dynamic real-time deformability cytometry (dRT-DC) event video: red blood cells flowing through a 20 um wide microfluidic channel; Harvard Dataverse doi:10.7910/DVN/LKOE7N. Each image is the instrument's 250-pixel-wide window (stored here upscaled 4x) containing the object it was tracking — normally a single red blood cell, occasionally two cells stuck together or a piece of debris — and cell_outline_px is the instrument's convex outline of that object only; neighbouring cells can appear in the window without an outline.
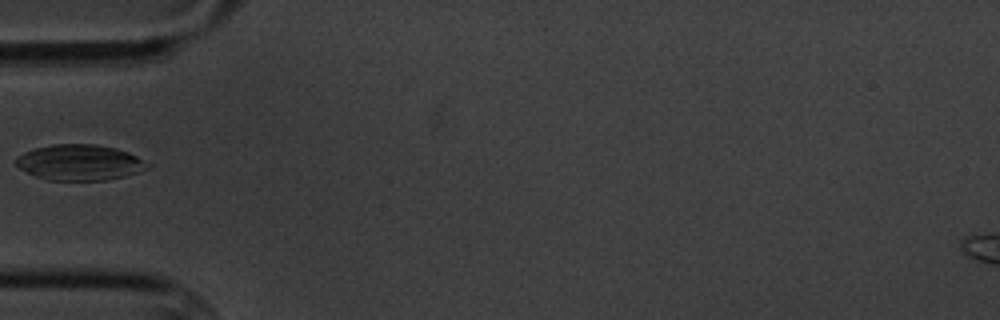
{"species": "common noctule bat (a hibernating species)", "species_latin": "Nyctalus noctula", "temperature_condition": "cold", "stored_images_in_passage": 6, "camera_frame_rate_fps": 3000, "um_per_image_px": 0.085, "animal": {"sex": "male", "body_mass_g": 20.1, "forearm_length_mm": 53.5}, "frame": {"image": 1, "passage_image": 3, "time_ms": 2.333, "image_size_px": [1000, 320], "cell_outline_px": [[152, 164], [148, 168], [124, 176], [108, 180], [48, 180], [36, 176], [20, 168], [16, 164], [16, 156], [24, 152], [36, 148], [52, 144], [96, 144], [116, 148], [128, 152]], "centroid_in_image_um": [6.78, 13.8], "position_along_channel_um": 78.2, "area_um2": 27.28}}
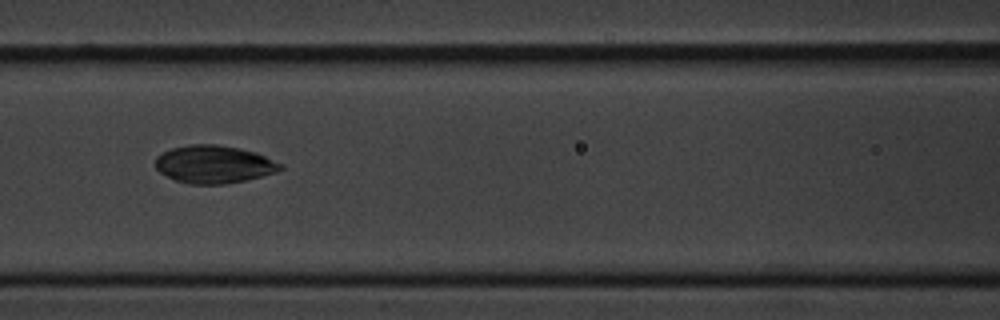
{"frame": {"image": 2, "passage_image": 5, "time_ms": 4.333, "image_size_px": [1000, 320], "cell_outline_px": [[284, 168], [276, 172], [244, 180], [224, 184], [188, 184], [176, 180], [160, 172], [156, 168], [156, 156], [172, 148], [188, 144], [216, 144], [240, 148], [256, 152], [284, 164]], "centroid_in_image_um": [18.21, 13.95], "position_along_channel_um": 148.4, "area_um2": 27.51}}
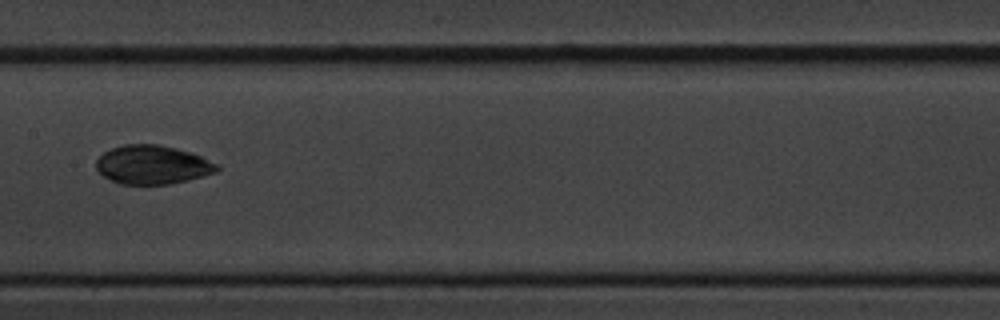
{"frame": {"image": 3, "passage_image": 6, "time_ms": 5.667, "image_size_px": [1000, 320], "cell_outline_px": [[220, 168], [216, 172], [188, 180], [168, 184], [120, 184], [104, 176], [96, 168], [96, 160], [104, 152], [112, 148], [124, 144], [156, 144], [176, 148], [200, 156], [220, 164]], "centroid_in_image_um": [12.97, 14.0], "position_along_channel_um": 194.4, "area_um2": 27.17}}